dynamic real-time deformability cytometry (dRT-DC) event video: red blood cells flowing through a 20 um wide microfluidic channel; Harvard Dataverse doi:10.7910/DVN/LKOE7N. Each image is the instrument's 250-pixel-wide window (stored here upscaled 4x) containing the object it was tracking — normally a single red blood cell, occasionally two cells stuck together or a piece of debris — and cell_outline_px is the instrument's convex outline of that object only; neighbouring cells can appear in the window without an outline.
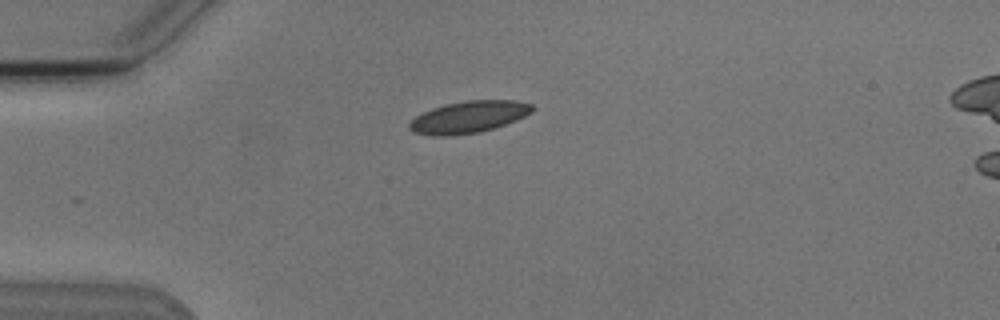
{"species": "Egyptian fruit bat (a non-hibernating species)", "species_latin": "Rousettus aegyptiacus", "temperature_condition": "cold", "stored_images_in_passage": 8, "camera_frame_rate_fps": 3000, "um_per_image_px": 0.085, "animal": {"sex": "male"}, "frame": {"image": 1, "passage_image": 3, "time_ms": 2.333, "image_size_px": [1000, 320], "cell_outline_px": [[536, 108], [532, 112], [516, 120], [496, 128], [480, 132], [452, 136], [432, 136], [412, 132], [408, 128], [408, 124], [416, 116], [432, 108], [444, 104], [468, 100], [516, 100], [532, 104]], "centroid_in_image_um": [39.84, 9.95], "position_along_channel_um": 45.2, "area_um2": 23.12}}
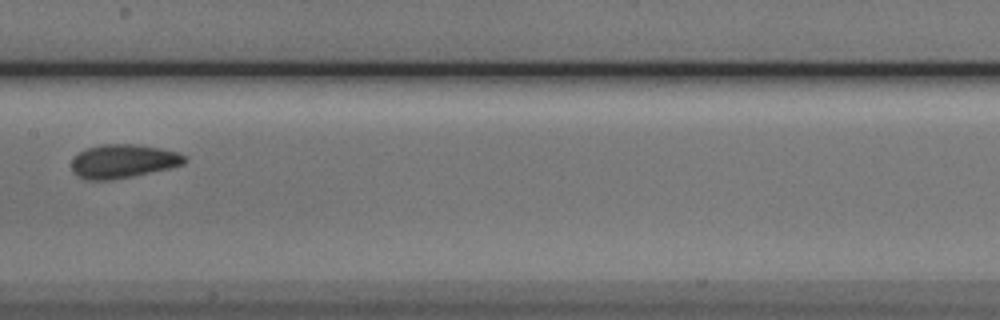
{"frame": {"image": 2, "passage_image": 7, "time_ms": 7.0, "image_size_px": [1000, 320], "cell_outline_px": [[188, 160], [184, 164], [168, 168], [132, 176], [108, 180], [88, 180], [72, 172], [72, 160], [80, 152], [88, 148], [100, 144], [136, 144], [160, 148], [180, 152]], "centroid_in_image_um": [10.49, 13.69], "position_along_channel_um": 196.9, "area_um2": 22.02}}
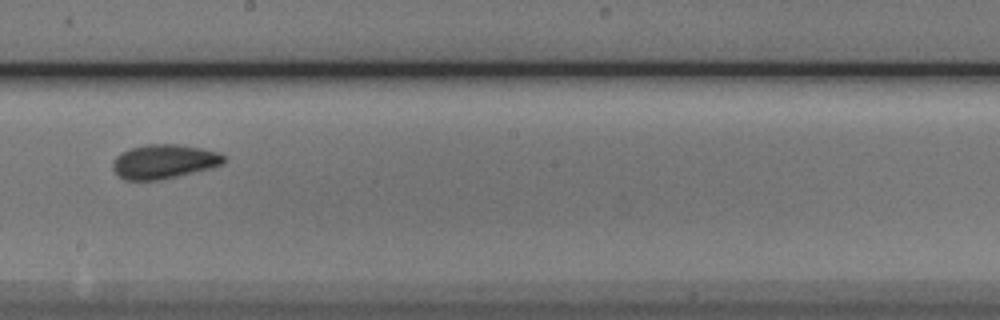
{"frame": {"image": 3, "passage_image": 8, "time_ms": 8.0, "image_size_px": [1000, 320], "cell_outline_px": [[228, 160], [224, 164], [176, 176], [156, 180], [124, 180], [112, 168], [112, 160], [120, 152], [132, 148], [148, 144], [180, 144], [220, 152], [228, 156]], "centroid_in_image_um": [13.96, 13.71], "position_along_channel_um": 234.2, "area_um2": 22.2}}